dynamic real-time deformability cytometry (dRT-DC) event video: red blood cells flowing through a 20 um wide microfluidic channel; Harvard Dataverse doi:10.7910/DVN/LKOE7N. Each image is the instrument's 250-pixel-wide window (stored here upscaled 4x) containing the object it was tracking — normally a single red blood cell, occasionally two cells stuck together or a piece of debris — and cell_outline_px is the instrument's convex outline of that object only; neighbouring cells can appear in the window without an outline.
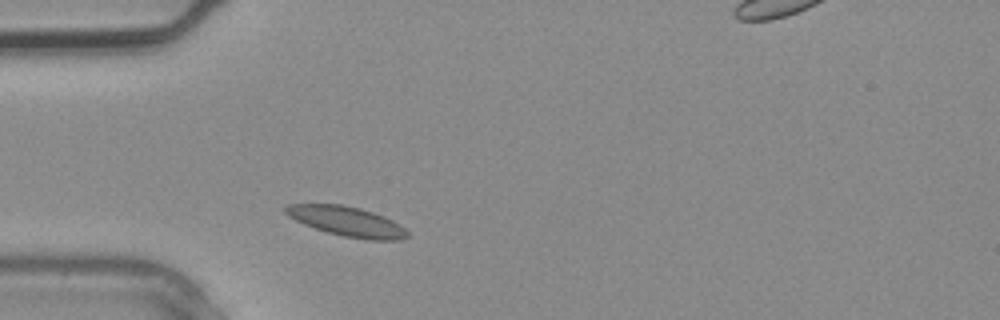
{"species": "common noctule bat (a hibernating species)", "species_latin": "Nyctalus noctula", "temperature_condition": "warm", "stored_images_in_passage": 3, "camera_frame_rate_fps": 3000, "um_per_image_px": 0.085, "animal": {"sex": "male", "body_mass_g": 20.4}, "frame": {"image": 1, "passage_image": 2, "time_ms": 0.333, "image_size_px": [1000, 320], "cell_outline_px": [[408, 236], [400, 240], [368, 240], [344, 236], [328, 232], [304, 224], [288, 216], [284, 212], [284, 208], [288, 204], [344, 204], [360, 208], [372, 212], [392, 220], [404, 228], [408, 232]], "centroid_in_image_um": [29.48, 18.81], "position_along_channel_um": 55.5, "area_um2": 20.92}}